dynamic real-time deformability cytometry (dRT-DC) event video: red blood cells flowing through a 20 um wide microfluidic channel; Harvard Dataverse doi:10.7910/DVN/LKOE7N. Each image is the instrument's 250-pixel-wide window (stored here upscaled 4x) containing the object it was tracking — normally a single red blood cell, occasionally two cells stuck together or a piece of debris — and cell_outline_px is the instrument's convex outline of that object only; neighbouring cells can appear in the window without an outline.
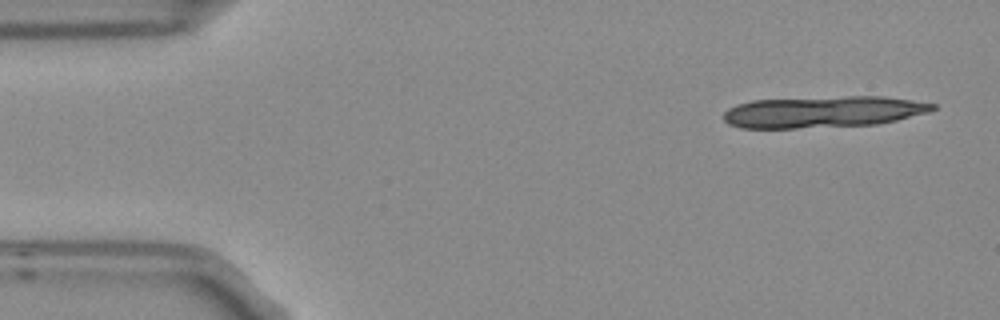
{"species": "Egyptian fruit bat (a non-hibernating species)", "species_latin": "Rousettus aegyptiacus", "temperature_condition": "room temperature", "stored_images_in_passage": 5, "segment_of_instrument_passage": [1, 2], "camera_frame_rate_fps": 3000, "um_per_image_px": 0.085, "frame": {"image": 1, "passage_image": 1, "time_ms": 0.0, "image_size_px": [1000, 320], "cell_outline_px": [[936, 108], [928, 112], [896, 120], [876, 124], [796, 128], [740, 128], [728, 124], [724, 120], [724, 112], [728, 108], [736, 104], [752, 100], [848, 96], [880, 96], [912, 100], [936, 104]], "centroid_in_image_um": [69.92, 9.5], "position_along_channel_um": 15.1, "area_um2": 38.26}}